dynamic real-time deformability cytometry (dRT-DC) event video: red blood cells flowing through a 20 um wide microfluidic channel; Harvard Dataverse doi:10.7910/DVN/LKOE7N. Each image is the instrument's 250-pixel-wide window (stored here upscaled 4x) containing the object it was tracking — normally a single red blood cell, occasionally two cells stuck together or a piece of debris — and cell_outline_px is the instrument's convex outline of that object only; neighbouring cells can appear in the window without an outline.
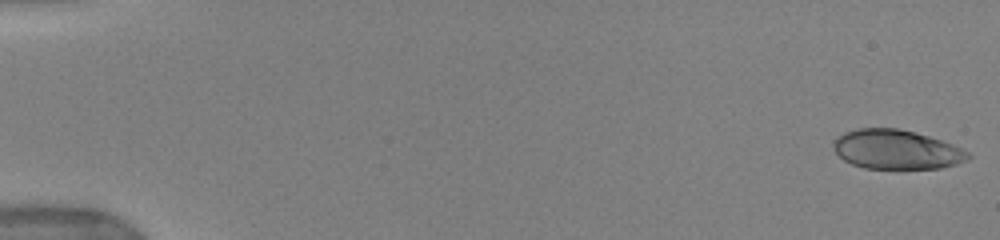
{"species": "human", "species_latin": "Homo sapiens", "temperature_condition": "warm", "stored_images_in_passage": 51, "camera_frame_rate_fps": 3000, "um_per_image_px": 0.085, "donor": {"sex": "female"}, "frame": {"image": 1, "passage_image": 1, "time_ms": 0.0, "image_size_px": [1000, 240], "cell_outline_px": [[972, 156], [968, 160], [956, 164], [940, 168], [896, 172], [864, 168], [852, 164], [844, 160], [832, 148], [832, 140], [844, 132], [856, 128], [896, 128], [916, 132], [952, 144], [968, 152]], "centroid_in_image_um": [76.18, 12.76], "position_along_channel_um": 8.8, "area_um2": 31.96}}
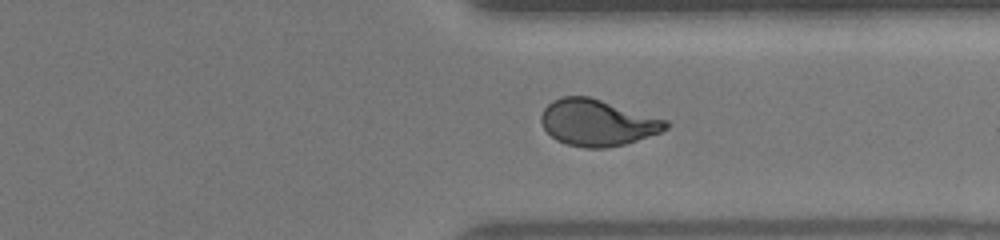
{"frame": {"image": 2, "passage_image": 40, "time_ms": 13.0, "image_size_px": [1000, 240], "cell_outline_px": [[668, 128], [660, 132], [624, 144], [604, 148], [584, 148], [568, 144], [556, 140], [544, 128], [540, 120], [540, 116], [544, 108], [552, 100], [564, 96], [588, 96], [668, 120]], "centroid_in_image_um": [50.75, 10.42], "position_along_channel_um": 360.6, "area_um2": 33.47}}
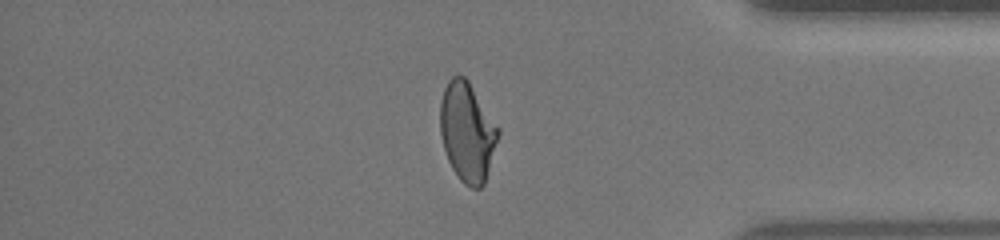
{"frame": {"image": 3, "passage_image": 44, "time_ms": 14.333, "image_size_px": [1000, 240], "cell_outline_px": [[500, 132], [484, 184], [480, 188], [472, 188], [464, 184], [460, 180], [452, 168], [448, 160], [444, 148], [440, 132], [440, 100], [444, 88], [448, 80], [452, 76], [464, 76], [468, 80], [500, 128]], "centroid_in_image_um": [39.71, 11.2], "position_along_channel_um": 395.5, "area_um2": 33.52}, "authors_computed_cell_mechanics": {"area_um2": 33.235, "velocity_mm_per_s": 3.9819, "shape_relaxation_time_tau1_ms": 6.207, "shape_relaxation_time_tau2_ms": 0.8443, "deformation_change_tau1": 0.2151, "deformation_change_tau2": 0.0725}}